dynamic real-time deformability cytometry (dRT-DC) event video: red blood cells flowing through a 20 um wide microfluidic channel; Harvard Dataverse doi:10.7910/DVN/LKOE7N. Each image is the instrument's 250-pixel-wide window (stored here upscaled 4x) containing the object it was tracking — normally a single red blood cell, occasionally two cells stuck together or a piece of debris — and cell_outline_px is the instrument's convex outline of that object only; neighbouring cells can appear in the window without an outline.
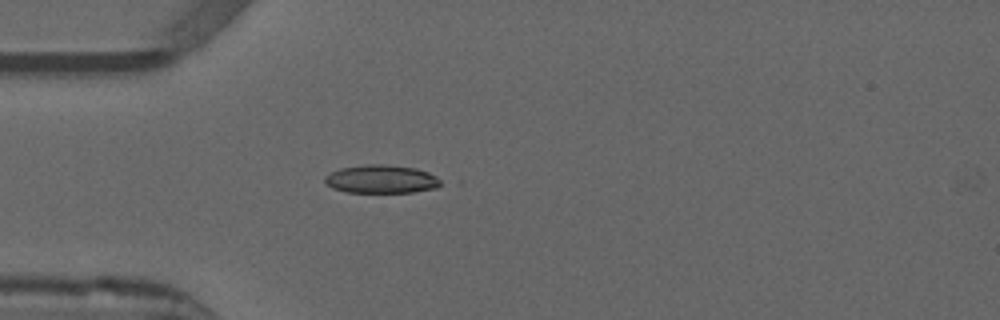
{"species": "common noctule bat (a hibernating species)", "species_latin": "Nyctalus noctula", "temperature_condition": "warm", "stored_images_in_passage": 4, "camera_frame_rate_fps": 3000, "um_per_image_px": 0.085, "animal": {"sex": "male", "forearm_length_mm": 52.5}, "frame": {"image": 1, "passage_image": 1, "time_ms": 0.0, "image_size_px": [1000, 320], "cell_outline_px": [[444, 184], [436, 188], [412, 192], [344, 192], [332, 188], [324, 180], [324, 176], [340, 168], [368, 164], [384, 164], [416, 168], [428, 172], [444, 180]], "centroid_in_image_um": [32.46, 15.23], "position_along_channel_um": 52.5, "area_um2": 19.25}}
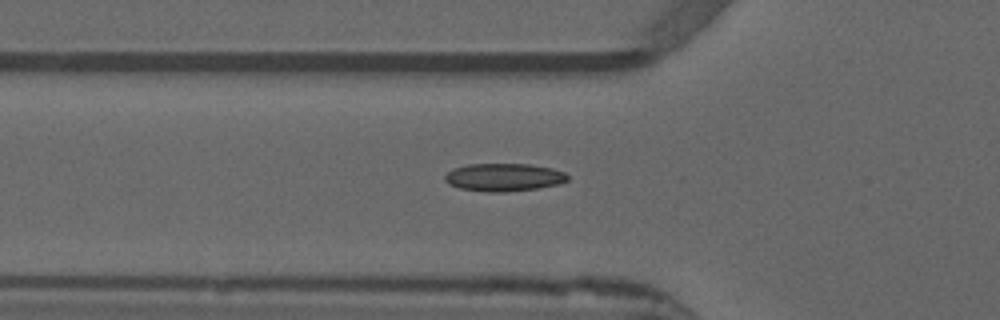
{"frame": {"image": 2, "passage_image": 4, "time_ms": 1.0, "image_size_px": [1000, 320], "cell_outline_px": [[568, 180], [556, 184], [536, 188], [508, 192], [488, 192], [460, 188], [448, 184], [444, 180], [444, 176], [452, 168], [468, 164], [532, 164], [552, 168], [564, 172], [568, 176]], "centroid_in_image_um": [42.79, 15.06], "position_along_channel_um": 83.0, "area_um2": 19.94}}